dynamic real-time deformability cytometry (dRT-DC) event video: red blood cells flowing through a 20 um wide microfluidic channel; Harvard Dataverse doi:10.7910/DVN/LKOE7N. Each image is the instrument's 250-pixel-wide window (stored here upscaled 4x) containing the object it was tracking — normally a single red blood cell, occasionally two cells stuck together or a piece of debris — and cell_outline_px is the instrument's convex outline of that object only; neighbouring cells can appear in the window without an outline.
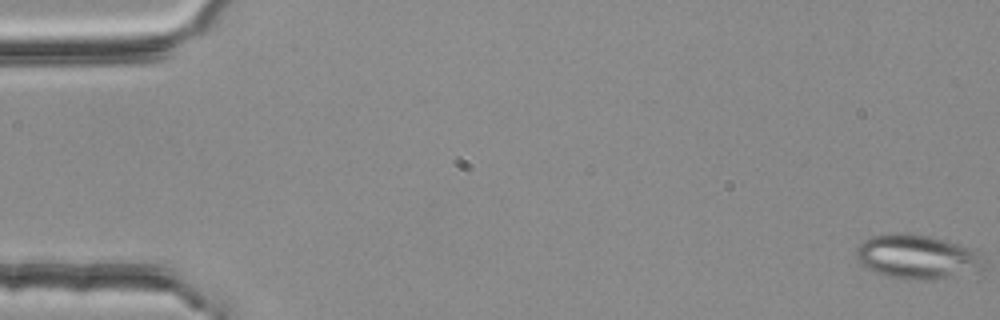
{"species": "common noctule bat (a hibernating species)", "species_latin": "Nyctalus noctula", "temperature_condition": "room temperature", "stored_images_in_passage": 5, "camera_frame_rate_fps": 3000, "um_per_image_px": 0.085, "animal": {"sex": "female", "body_mass_g": 25.1}, "frame": {"image": 1, "passage_image": 1, "time_ms": 0.0, "image_size_px": [1000, 320], "cell_outline_px": [[984, 272], [936, 280], [908, 280], [888, 276], [876, 272], [868, 268], [856, 256], [856, 248], [868, 236], [888, 232], [904, 232], [932, 236], [972, 248], [980, 252], [984, 268]], "centroid_in_image_um": [78.03, 21.83], "position_along_channel_um": 7.0, "area_um2": 33.76}}